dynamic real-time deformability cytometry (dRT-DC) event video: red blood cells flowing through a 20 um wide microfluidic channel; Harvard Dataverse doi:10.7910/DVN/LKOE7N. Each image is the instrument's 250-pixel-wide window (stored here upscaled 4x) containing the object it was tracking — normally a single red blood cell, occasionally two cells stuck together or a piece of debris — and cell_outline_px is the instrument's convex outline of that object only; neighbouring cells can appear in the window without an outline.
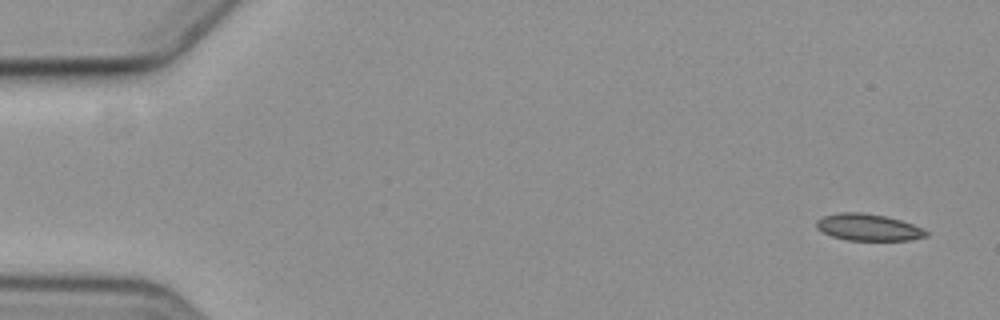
{"species": "common noctule bat (a hibernating species)", "species_latin": "Nyctalus noctula", "temperature_condition": "cold", "stored_images_in_passage": 5, "camera_frame_rate_fps": 3000, "um_per_image_px": 0.085, "animal": {"sex": "female", "body_mass_g": 19.3, "forearm_length_mm": 54.1}, "frame": {"image": 1, "passage_image": 1, "time_ms": 0.0, "image_size_px": [1000, 320], "cell_outline_px": [[928, 236], [912, 240], [848, 240], [832, 236], [816, 228], [816, 220], [824, 216], [840, 212], [860, 212], [884, 216], [900, 220], [912, 224], [928, 232]], "centroid_in_image_um": [73.79, 19.32], "position_along_channel_um": 11.2, "area_um2": 16.94}}